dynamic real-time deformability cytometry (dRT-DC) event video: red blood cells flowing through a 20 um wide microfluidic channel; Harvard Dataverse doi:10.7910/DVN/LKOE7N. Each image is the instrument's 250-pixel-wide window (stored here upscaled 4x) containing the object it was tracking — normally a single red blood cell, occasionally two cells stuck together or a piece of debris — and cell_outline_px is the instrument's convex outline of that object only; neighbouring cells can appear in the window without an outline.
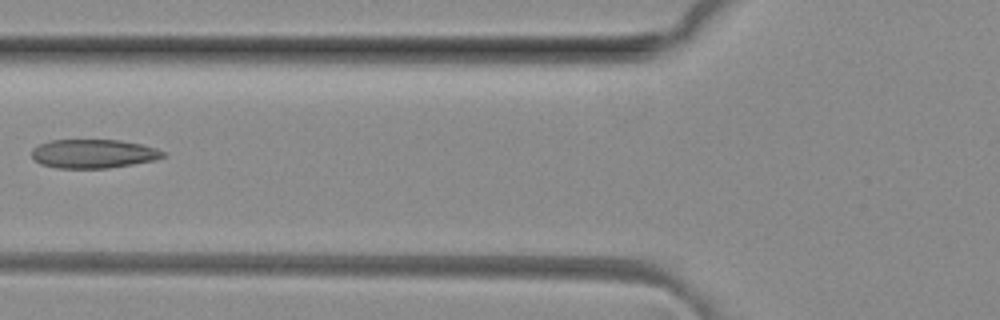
{"species": "common noctule bat (a hibernating species)", "species_latin": "Nyctalus noctula", "temperature_condition": "room temperature", "stored_images_in_passage": 5, "camera_frame_rate_fps": 3000, "um_per_image_px": 0.085, "animal": {"sex": "female", "body_mass_g": 29.2, "forearm_length_mm": 56.3}, "frame": {"image": 1, "passage_image": 4, "time_ms": 1.0, "image_size_px": [1000, 320], "cell_outline_px": [[168, 156], [156, 160], [108, 168], [56, 168], [40, 164], [32, 156], [32, 148], [40, 144], [52, 140], [120, 140], [140, 144], [156, 148], [164, 152]], "centroid_in_image_um": [7.96, 13.07], "position_along_channel_um": 117.8, "area_um2": 22.08}}
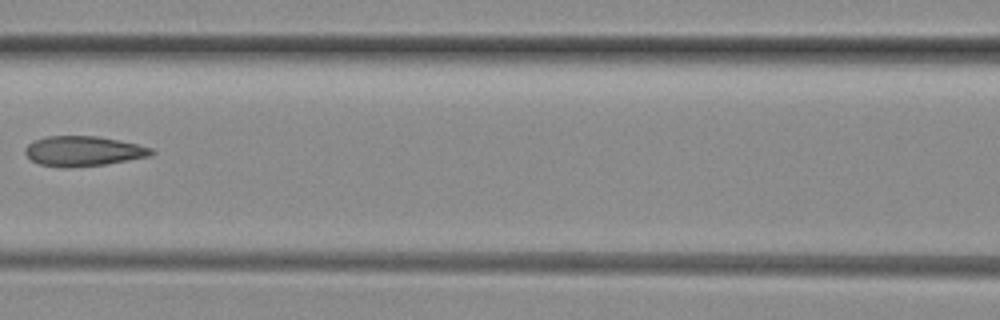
{"frame": {"image": 2, "passage_image": 5, "time_ms": 1.333, "image_size_px": [1000, 320], "cell_outline_px": [[156, 152], [148, 156], [104, 164], [68, 168], [64, 168], [40, 164], [32, 160], [24, 152], [24, 148], [28, 144], [44, 136], [96, 136], [120, 140], [152, 148]], "centroid_in_image_um": [7.05, 12.84], "position_along_channel_um": 159.5, "area_um2": 21.91}}